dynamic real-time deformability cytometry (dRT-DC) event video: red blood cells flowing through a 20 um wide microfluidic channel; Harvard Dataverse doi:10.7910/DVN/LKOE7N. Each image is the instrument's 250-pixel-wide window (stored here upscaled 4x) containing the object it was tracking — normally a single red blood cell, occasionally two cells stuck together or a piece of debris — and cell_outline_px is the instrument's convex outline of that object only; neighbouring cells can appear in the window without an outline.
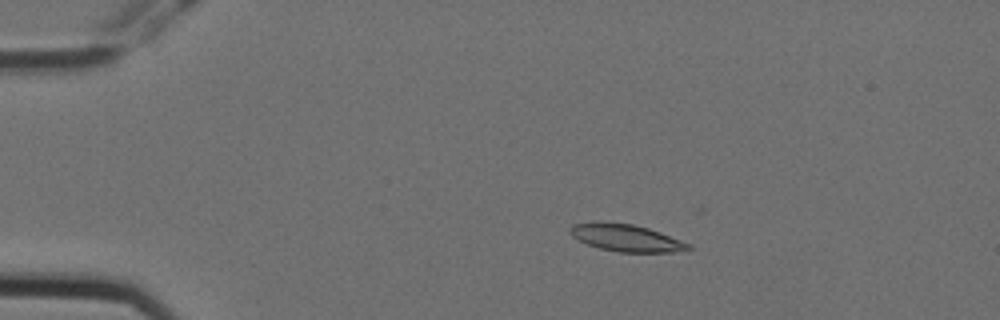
{"species": "Egyptian fruit bat (a non-hibernating species)", "species_latin": "Rousettus aegyptiacus", "temperature_condition": "cold", "stored_images_in_passage": 4, "camera_frame_rate_fps": 3000, "um_per_image_px": 0.085, "animal": {"sex": "female"}, "frame": {"image": 1, "passage_image": 1, "time_ms": 0.0, "image_size_px": [1000, 320], "cell_outline_px": [[692, 248], [672, 252], [620, 252], [600, 248], [588, 244], [572, 236], [568, 232], [568, 228], [572, 224], [600, 220], [632, 224], [648, 228], [660, 232], [692, 244]], "centroid_in_image_um": [53.18, 20.19], "position_along_channel_um": 31.8, "area_um2": 18.9}}
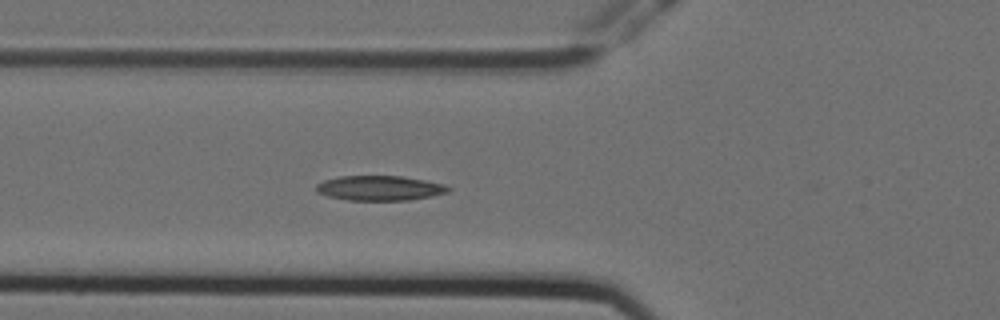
{"frame": {"image": 2, "passage_image": 4, "time_ms": 1.0, "image_size_px": [1000, 320], "cell_outline_px": [[452, 188], [448, 192], [432, 196], [408, 200], [348, 200], [328, 196], [316, 192], [316, 184], [324, 180], [340, 176], [400, 176], [424, 180], [444, 184]], "centroid_in_image_um": [32.27, 15.99], "position_along_channel_um": 93.5, "area_um2": 19.07}}